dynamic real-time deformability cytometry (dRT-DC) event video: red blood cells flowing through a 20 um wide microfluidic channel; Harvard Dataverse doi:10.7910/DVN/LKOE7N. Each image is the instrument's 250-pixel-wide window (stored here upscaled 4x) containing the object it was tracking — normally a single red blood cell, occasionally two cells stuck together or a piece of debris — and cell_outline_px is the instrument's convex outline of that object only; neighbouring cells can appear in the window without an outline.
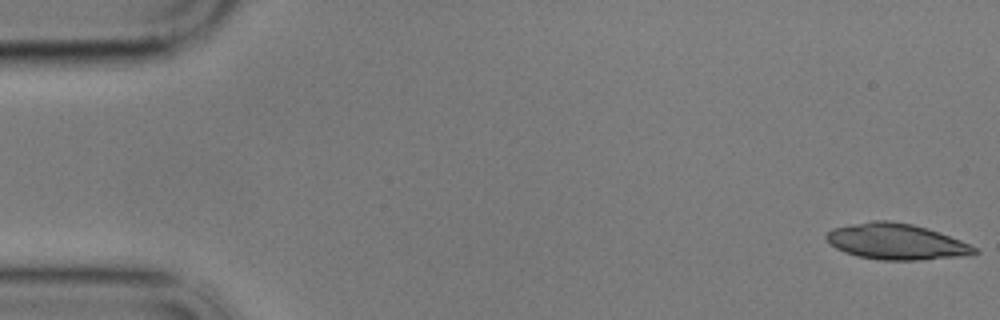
{"species": "common noctule bat (a hibernating species)", "species_latin": "Nyctalus noctula", "temperature_condition": "cold", "stored_images_in_passage": 57, "camera_frame_rate_fps": 3000, "um_per_image_px": 0.085, "animal": {"sex": "male", "body_mass_g": 17.9}, "frame": {"image": 1, "passage_image": 1, "time_ms": 0.0, "image_size_px": [1000, 320], "cell_outline_px": [[980, 252], [960, 256], [920, 260], [880, 260], [856, 256], [844, 252], [836, 248], [824, 236], [832, 228], [872, 220], [888, 220], [912, 224], [928, 228], [960, 240], [976, 248]], "centroid_in_image_um": [76.16, 20.53], "position_along_channel_um": 8.8, "area_um2": 30.87}}